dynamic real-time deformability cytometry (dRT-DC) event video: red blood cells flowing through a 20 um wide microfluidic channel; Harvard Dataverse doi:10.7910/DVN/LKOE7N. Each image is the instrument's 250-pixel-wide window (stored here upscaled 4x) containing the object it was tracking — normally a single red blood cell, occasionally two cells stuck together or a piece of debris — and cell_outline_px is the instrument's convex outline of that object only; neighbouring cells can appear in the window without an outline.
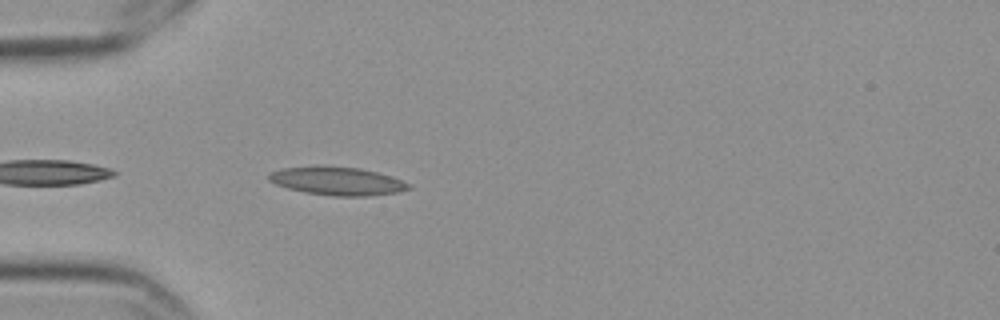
{"species": "Egyptian fruit bat (a non-hibernating species)", "species_latin": "Rousettus aegyptiacus", "temperature_condition": "cold", "stored_images_in_passage": 41, "camera_frame_rate_fps": 3000, "um_per_image_px": 0.085, "frame": {"image": 1, "passage_image": 3, "time_ms": 0.667, "image_size_px": [1000, 320], "cell_outline_px": [[412, 188], [400, 192], [368, 196], [332, 196], [304, 192], [288, 188], [276, 184], [268, 180], [268, 172], [280, 168], [360, 168], [392, 176], [412, 184]], "centroid_in_image_um": [28.73, 15.43], "position_along_channel_um": 56.3, "area_um2": 22.54}}
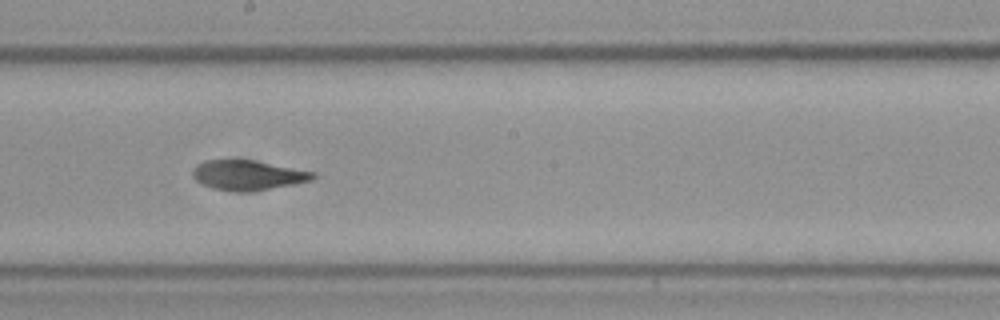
{"frame": {"image": 2, "passage_image": 18, "time_ms": 5.667, "image_size_px": [1000, 320], "cell_outline_px": [[316, 176], [312, 180], [292, 184], [244, 192], [212, 188], [200, 184], [192, 176], [192, 168], [196, 164], [204, 160], [252, 160], [316, 172]], "centroid_in_image_um": [21.01, 14.87], "position_along_channel_um": 227.2, "area_um2": 20.69}}
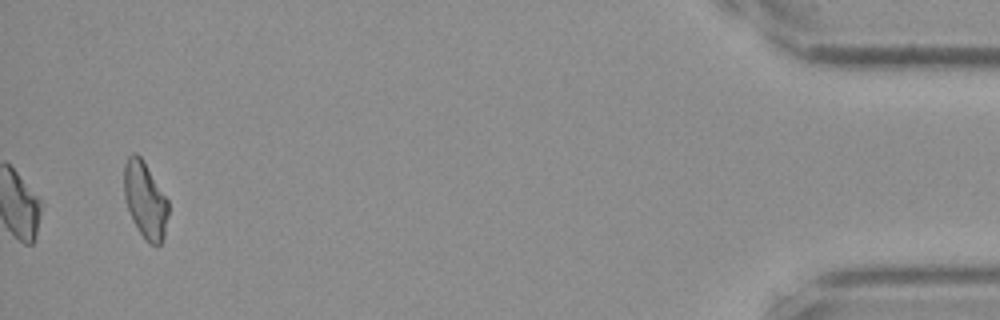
{"frame": {"image": 3, "passage_image": 41, "time_ms": 13.333, "image_size_px": [1000, 320], "cell_outline_px": [[168, 216], [164, 236], [160, 244], [156, 248], [148, 244], [132, 220], [124, 196], [124, 164], [128, 156], [132, 152], [136, 152], [144, 160], [168, 200]], "centroid_in_image_um": [12.34, 17.0], "position_along_channel_um": 422.9, "area_um2": 19.94}, "authors_computed_cell_mechanics": {"area_um2": 20.1722, "velocity_mm_per_s": 3.5531, "shape_relaxation_time_tau1_ms": 7.787, "shape_relaxation_time_tau2_ms": 3.5535, "deformation_change_tau1": 0.1928, "deformation_change_tau2": 0.1285}}